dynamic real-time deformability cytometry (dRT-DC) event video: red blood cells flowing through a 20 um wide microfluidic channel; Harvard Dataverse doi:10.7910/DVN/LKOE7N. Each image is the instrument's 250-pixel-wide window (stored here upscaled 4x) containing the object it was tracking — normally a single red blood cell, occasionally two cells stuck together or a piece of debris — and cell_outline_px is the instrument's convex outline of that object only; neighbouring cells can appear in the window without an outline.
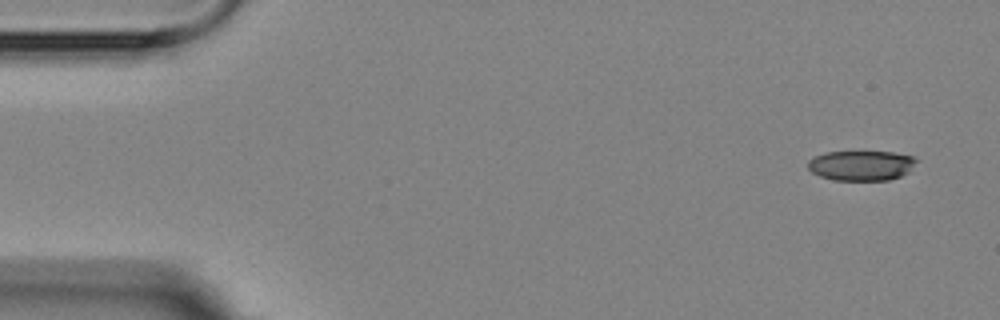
{"species": "Egyptian fruit bat (a non-hibernating species)", "species_latin": "Rousettus aegyptiacus", "temperature_condition": "room temperature", "stored_images_in_passage": 3, "camera_frame_rate_fps": 3000, "um_per_image_px": 0.085, "animal": {"sex": "female"}, "frame": {"image": 1, "passage_image": 1, "time_ms": 0.0, "image_size_px": [1000, 320], "cell_outline_px": [[920, 160], [908, 172], [900, 176], [888, 180], [832, 180], [820, 176], [812, 172], [808, 168], [808, 160], [812, 156], [828, 152], [892, 152], [912, 156]], "centroid_in_image_um": [73.21, 14.06], "position_along_channel_um": 11.8, "area_um2": 19.07}}